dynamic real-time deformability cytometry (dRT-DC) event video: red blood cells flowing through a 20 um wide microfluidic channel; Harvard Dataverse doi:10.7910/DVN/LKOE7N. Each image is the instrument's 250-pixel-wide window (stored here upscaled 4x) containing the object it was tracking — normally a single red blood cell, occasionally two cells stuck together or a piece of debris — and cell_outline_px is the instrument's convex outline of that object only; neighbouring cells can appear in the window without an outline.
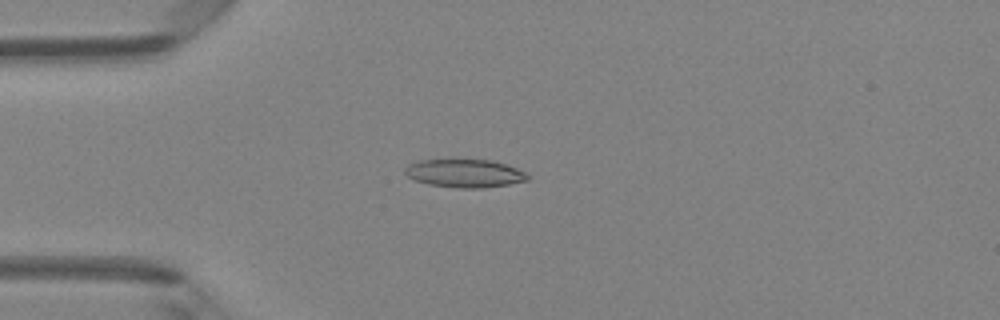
{"species": "Egyptian fruit bat (a non-hibernating species)", "species_latin": "Rousettus aegyptiacus", "temperature_condition": "room temperature", "stored_images_in_passage": 48, "camera_frame_rate_fps": 3000, "um_per_image_px": 0.085, "animal": {"sex": "female"}, "frame": {"image": 1, "passage_image": 13, "time_ms": 4.0, "image_size_px": [1000, 320], "cell_outline_px": [[528, 180], [508, 184], [480, 188], [460, 188], [428, 184], [416, 180], [408, 176], [404, 172], [404, 168], [408, 164], [420, 160], [492, 160], [516, 168], [524, 172], [528, 176]], "centroid_in_image_um": [39.47, 14.73], "position_along_channel_um": 45.5, "area_um2": 19.83}}
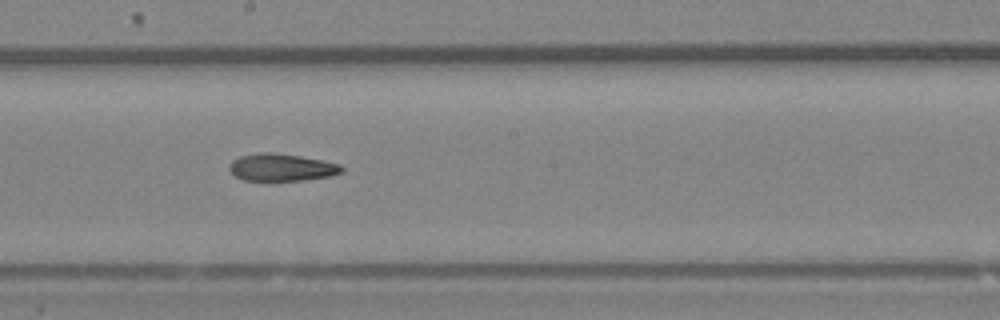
{"frame": {"image": 2, "passage_image": 27, "time_ms": 8.667, "image_size_px": [1000, 320], "cell_outline_px": [[344, 172], [332, 176], [300, 180], [244, 180], [236, 176], [228, 168], [228, 164], [232, 160], [240, 156], [260, 152], [272, 152], [300, 156], [324, 160], [340, 164], [344, 168]], "centroid_in_image_um": [23.96, 14.21], "position_along_channel_um": 224.2, "area_um2": 17.98}}
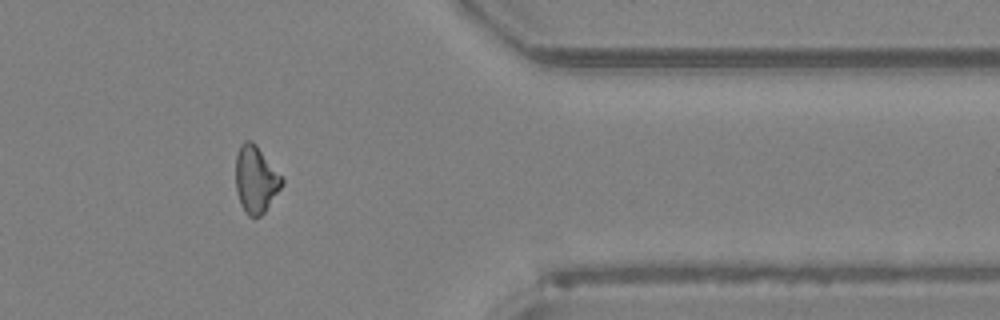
{"frame": {"image": 3, "passage_image": 40, "time_ms": 13.0, "image_size_px": [1000, 320], "cell_outline_px": [[284, 184], [264, 212], [260, 216], [248, 216], [240, 204], [236, 188], [236, 156], [240, 144], [244, 140], [252, 140], [256, 144], [284, 180]], "centroid_in_image_um": [21.73, 15.24], "position_along_channel_um": 389.7, "area_um2": 17.92}, "authors_computed_cell_mechanics": {"area_um2": 18.7272, "velocity_mm_per_s": 4.2249, "shape_relaxation_time_tau1_ms": 4.5961, "shape_relaxation_time_tau2_ms": 6.1686, "deformation_change_tau1": 0.1334, "deformation_change_tau2": 0.1626}}